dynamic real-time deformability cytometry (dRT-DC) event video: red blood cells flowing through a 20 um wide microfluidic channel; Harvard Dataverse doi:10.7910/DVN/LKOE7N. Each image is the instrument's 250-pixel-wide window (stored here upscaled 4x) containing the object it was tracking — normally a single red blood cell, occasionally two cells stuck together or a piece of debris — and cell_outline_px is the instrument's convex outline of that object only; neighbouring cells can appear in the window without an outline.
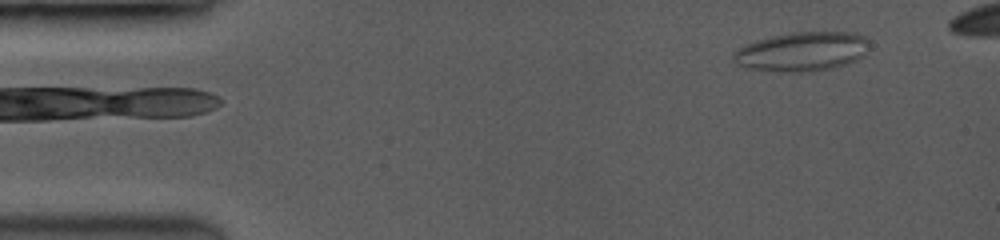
{"species": "common noctule bat (a hibernating species)", "species_latin": "Nyctalus noctula", "temperature_condition": "room temperature", "stored_images_in_passage": 4, "camera_frame_rate_fps": 3500, "um_per_image_px": 0.085, "animal": {"sex": "female", "body_mass_g": 19.0, "forearm_length_mm": 53.3}, "frame": {"image": 1, "passage_image": 4, "time_ms": 2.857, "image_size_px": [1000, 240], "cell_outline_px": [[868, 40], [856, 56], [840, 64], [828, 68], [760, 68], [740, 64], [732, 56], [740, 48], [748, 44], [760, 40], [776, 36], [800, 32], [840, 32], [860, 36]], "centroid_in_image_um": [68.11, 4.3], "position_along_channel_um": 16.9, "area_um2": 27.28}}